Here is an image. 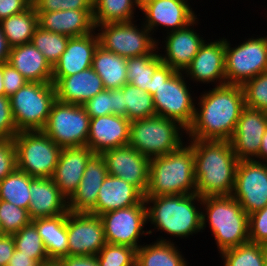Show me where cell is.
<instances>
[{"instance_id":"1","label":"cell","mask_w":267,"mask_h":266,"mask_svg":"<svg viewBox=\"0 0 267 266\" xmlns=\"http://www.w3.org/2000/svg\"><path fill=\"white\" fill-rule=\"evenodd\" d=\"M208 89L196 97L195 115L186 140L230 141L245 108L242 86L224 84Z\"/></svg>"},{"instance_id":"2","label":"cell","mask_w":267,"mask_h":266,"mask_svg":"<svg viewBox=\"0 0 267 266\" xmlns=\"http://www.w3.org/2000/svg\"><path fill=\"white\" fill-rule=\"evenodd\" d=\"M144 200L147 223L152 227L148 229L149 237L160 232L157 241L173 242L174 238L190 239L202 232V197L197 193L144 196Z\"/></svg>"},{"instance_id":"3","label":"cell","mask_w":267,"mask_h":266,"mask_svg":"<svg viewBox=\"0 0 267 266\" xmlns=\"http://www.w3.org/2000/svg\"><path fill=\"white\" fill-rule=\"evenodd\" d=\"M194 150L196 193L200 197L231 195L239 159L230 141L187 140Z\"/></svg>"},{"instance_id":"4","label":"cell","mask_w":267,"mask_h":266,"mask_svg":"<svg viewBox=\"0 0 267 266\" xmlns=\"http://www.w3.org/2000/svg\"><path fill=\"white\" fill-rule=\"evenodd\" d=\"M248 224L249 215L231 195L202 197V232L209 226L218 254L249 242Z\"/></svg>"},{"instance_id":"5","label":"cell","mask_w":267,"mask_h":266,"mask_svg":"<svg viewBox=\"0 0 267 266\" xmlns=\"http://www.w3.org/2000/svg\"><path fill=\"white\" fill-rule=\"evenodd\" d=\"M189 85L183 72L165 64L152 76L151 95L156 115L177 121L186 130L193 123L196 106V96L191 90L193 85Z\"/></svg>"},{"instance_id":"6","label":"cell","mask_w":267,"mask_h":266,"mask_svg":"<svg viewBox=\"0 0 267 266\" xmlns=\"http://www.w3.org/2000/svg\"><path fill=\"white\" fill-rule=\"evenodd\" d=\"M195 193L194 150L187 142L174 152L150 158L145 196Z\"/></svg>"},{"instance_id":"7","label":"cell","mask_w":267,"mask_h":266,"mask_svg":"<svg viewBox=\"0 0 267 266\" xmlns=\"http://www.w3.org/2000/svg\"><path fill=\"white\" fill-rule=\"evenodd\" d=\"M186 135L187 130L177 121L155 115L131 121L129 146L153 158L178 150L186 143Z\"/></svg>"},{"instance_id":"8","label":"cell","mask_w":267,"mask_h":266,"mask_svg":"<svg viewBox=\"0 0 267 266\" xmlns=\"http://www.w3.org/2000/svg\"><path fill=\"white\" fill-rule=\"evenodd\" d=\"M56 101L53 83L27 82L10 96L18 132L43 130Z\"/></svg>"},{"instance_id":"9","label":"cell","mask_w":267,"mask_h":266,"mask_svg":"<svg viewBox=\"0 0 267 266\" xmlns=\"http://www.w3.org/2000/svg\"><path fill=\"white\" fill-rule=\"evenodd\" d=\"M17 168L35 178H52L61 148L42 130L18 132L13 138Z\"/></svg>"},{"instance_id":"10","label":"cell","mask_w":267,"mask_h":266,"mask_svg":"<svg viewBox=\"0 0 267 266\" xmlns=\"http://www.w3.org/2000/svg\"><path fill=\"white\" fill-rule=\"evenodd\" d=\"M138 20L96 25L99 46L125 58L151 54L157 48V37Z\"/></svg>"},{"instance_id":"11","label":"cell","mask_w":267,"mask_h":266,"mask_svg":"<svg viewBox=\"0 0 267 266\" xmlns=\"http://www.w3.org/2000/svg\"><path fill=\"white\" fill-rule=\"evenodd\" d=\"M255 36L246 37L235 46L225 38L226 84L242 86L267 71V35Z\"/></svg>"},{"instance_id":"12","label":"cell","mask_w":267,"mask_h":266,"mask_svg":"<svg viewBox=\"0 0 267 266\" xmlns=\"http://www.w3.org/2000/svg\"><path fill=\"white\" fill-rule=\"evenodd\" d=\"M90 119L82 105L56 100L42 131L61 149L86 146Z\"/></svg>"},{"instance_id":"13","label":"cell","mask_w":267,"mask_h":266,"mask_svg":"<svg viewBox=\"0 0 267 266\" xmlns=\"http://www.w3.org/2000/svg\"><path fill=\"white\" fill-rule=\"evenodd\" d=\"M99 217L102 220L106 243L129 246L137 250L144 243L141 238L149 235L145 200L134 206L103 213Z\"/></svg>"},{"instance_id":"14","label":"cell","mask_w":267,"mask_h":266,"mask_svg":"<svg viewBox=\"0 0 267 266\" xmlns=\"http://www.w3.org/2000/svg\"><path fill=\"white\" fill-rule=\"evenodd\" d=\"M231 196L248 215L263 209L267 205V163L239 161Z\"/></svg>"},{"instance_id":"15","label":"cell","mask_w":267,"mask_h":266,"mask_svg":"<svg viewBox=\"0 0 267 266\" xmlns=\"http://www.w3.org/2000/svg\"><path fill=\"white\" fill-rule=\"evenodd\" d=\"M190 2L191 0H141V20L153 36L158 28H164L162 34L182 29L198 17Z\"/></svg>"},{"instance_id":"16","label":"cell","mask_w":267,"mask_h":266,"mask_svg":"<svg viewBox=\"0 0 267 266\" xmlns=\"http://www.w3.org/2000/svg\"><path fill=\"white\" fill-rule=\"evenodd\" d=\"M199 22V17H197L186 27L163 34V41L158 37L157 49L163 64L170 66L175 71H185L206 40L196 29Z\"/></svg>"},{"instance_id":"17","label":"cell","mask_w":267,"mask_h":266,"mask_svg":"<svg viewBox=\"0 0 267 266\" xmlns=\"http://www.w3.org/2000/svg\"><path fill=\"white\" fill-rule=\"evenodd\" d=\"M67 256H96L106 244L102 220L86 212H68L66 217Z\"/></svg>"},{"instance_id":"18","label":"cell","mask_w":267,"mask_h":266,"mask_svg":"<svg viewBox=\"0 0 267 266\" xmlns=\"http://www.w3.org/2000/svg\"><path fill=\"white\" fill-rule=\"evenodd\" d=\"M207 39L201 45L190 65L183 72L195 84L220 86L226 84L225 37ZM208 84V85H207Z\"/></svg>"},{"instance_id":"19","label":"cell","mask_w":267,"mask_h":266,"mask_svg":"<svg viewBox=\"0 0 267 266\" xmlns=\"http://www.w3.org/2000/svg\"><path fill=\"white\" fill-rule=\"evenodd\" d=\"M108 174L135 186L144 196L149 184L150 158L125 145L104 151Z\"/></svg>"},{"instance_id":"20","label":"cell","mask_w":267,"mask_h":266,"mask_svg":"<svg viewBox=\"0 0 267 266\" xmlns=\"http://www.w3.org/2000/svg\"><path fill=\"white\" fill-rule=\"evenodd\" d=\"M267 128L265 111L245 107L230 139L233 152L241 160L258 161L261 140Z\"/></svg>"},{"instance_id":"21","label":"cell","mask_w":267,"mask_h":266,"mask_svg":"<svg viewBox=\"0 0 267 266\" xmlns=\"http://www.w3.org/2000/svg\"><path fill=\"white\" fill-rule=\"evenodd\" d=\"M130 124L126 117L109 114L90 119L88 146L95 154L129 145Z\"/></svg>"},{"instance_id":"22","label":"cell","mask_w":267,"mask_h":266,"mask_svg":"<svg viewBox=\"0 0 267 266\" xmlns=\"http://www.w3.org/2000/svg\"><path fill=\"white\" fill-rule=\"evenodd\" d=\"M94 154L88 146L61 149L52 180L67 200L77 190L87 162Z\"/></svg>"},{"instance_id":"23","label":"cell","mask_w":267,"mask_h":266,"mask_svg":"<svg viewBox=\"0 0 267 266\" xmlns=\"http://www.w3.org/2000/svg\"><path fill=\"white\" fill-rule=\"evenodd\" d=\"M56 100L76 105H83L105 88L102 79L93 70L86 69L65 77H52Z\"/></svg>"},{"instance_id":"24","label":"cell","mask_w":267,"mask_h":266,"mask_svg":"<svg viewBox=\"0 0 267 266\" xmlns=\"http://www.w3.org/2000/svg\"><path fill=\"white\" fill-rule=\"evenodd\" d=\"M99 46L96 31L78 37H70L66 50L53 66L52 77L71 76L92 67L93 56Z\"/></svg>"},{"instance_id":"25","label":"cell","mask_w":267,"mask_h":266,"mask_svg":"<svg viewBox=\"0 0 267 266\" xmlns=\"http://www.w3.org/2000/svg\"><path fill=\"white\" fill-rule=\"evenodd\" d=\"M107 175L103 156L94 154L87 162L77 190L68 200V211L89 213L96 206L100 187Z\"/></svg>"},{"instance_id":"26","label":"cell","mask_w":267,"mask_h":266,"mask_svg":"<svg viewBox=\"0 0 267 266\" xmlns=\"http://www.w3.org/2000/svg\"><path fill=\"white\" fill-rule=\"evenodd\" d=\"M39 27L68 37L83 36L95 31L93 10L36 12Z\"/></svg>"},{"instance_id":"27","label":"cell","mask_w":267,"mask_h":266,"mask_svg":"<svg viewBox=\"0 0 267 266\" xmlns=\"http://www.w3.org/2000/svg\"><path fill=\"white\" fill-rule=\"evenodd\" d=\"M30 218L55 217L68 213V200L52 178H33L30 184Z\"/></svg>"},{"instance_id":"28","label":"cell","mask_w":267,"mask_h":266,"mask_svg":"<svg viewBox=\"0 0 267 266\" xmlns=\"http://www.w3.org/2000/svg\"><path fill=\"white\" fill-rule=\"evenodd\" d=\"M143 200L144 195L135 186L108 174L100 187L96 206L89 213L99 216L113 210L134 206Z\"/></svg>"},{"instance_id":"29","label":"cell","mask_w":267,"mask_h":266,"mask_svg":"<svg viewBox=\"0 0 267 266\" xmlns=\"http://www.w3.org/2000/svg\"><path fill=\"white\" fill-rule=\"evenodd\" d=\"M8 63L28 82L52 83L53 67L32 42L11 47Z\"/></svg>"},{"instance_id":"30","label":"cell","mask_w":267,"mask_h":266,"mask_svg":"<svg viewBox=\"0 0 267 266\" xmlns=\"http://www.w3.org/2000/svg\"><path fill=\"white\" fill-rule=\"evenodd\" d=\"M67 213L55 217L36 218L32 223L42 238L49 259L59 260L67 256Z\"/></svg>"},{"instance_id":"31","label":"cell","mask_w":267,"mask_h":266,"mask_svg":"<svg viewBox=\"0 0 267 266\" xmlns=\"http://www.w3.org/2000/svg\"><path fill=\"white\" fill-rule=\"evenodd\" d=\"M188 264L176 241L154 240L149 244L144 242L136 251V266H188Z\"/></svg>"},{"instance_id":"32","label":"cell","mask_w":267,"mask_h":266,"mask_svg":"<svg viewBox=\"0 0 267 266\" xmlns=\"http://www.w3.org/2000/svg\"><path fill=\"white\" fill-rule=\"evenodd\" d=\"M126 64L127 58L98 46L93 56L92 68L102 79L105 89H121L128 83Z\"/></svg>"},{"instance_id":"33","label":"cell","mask_w":267,"mask_h":266,"mask_svg":"<svg viewBox=\"0 0 267 266\" xmlns=\"http://www.w3.org/2000/svg\"><path fill=\"white\" fill-rule=\"evenodd\" d=\"M141 0H93L94 25L135 20Z\"/></svg>"},{"instance_id":"34","label":"cell","mask_w":267,"mask_h":266,"mask_svg":"<svg viewBox=\"0 0 267 266\" xmlns=\"http://www.w3.org/2000/svg\"><path fill=\"white\" fill-rule=\"evenodd\" d=\"M2 31L11 47L32 41L38 25V14L32 5L26 11L12 15L0 22Z\"/></svg>"},{"instance_id":"35","label":"cell","mask_w":267,"mask_h":266,"mask_svg":"<svg viewBox=\"0 0 267 266\" xmlns=\"http://www.w3.org/2000/svg\"><path fill=\"white\" fill-rule=\"evenodd\" d=\"M163 64L156 48L151 54L127 58V80L151 94L152 76Z\"/></svg>"},{"instance_id":"36","label":"cell","mask_w":267,"mask_h":266,"mask_svg":"<svg viewBox=\"0 0 267 266\" xmlns=\"http://www.w3.org/2000/svg\"><path fill=\"white\" fill-rule=\"evenodd\" d=\"M34 177L16 168L0 182V200L29 209L30 184Z\"/></svg>"},{"instance_id":"37","label":"cell","mask_w":267,"mask_h":266,"mask_svg":"<svg viewBox=\"0 0 267 266\" xmlns=\"http://www.w3.org/2000/svg\"><path fill=\"white\" fill-rule=\"evenodd\" d=\"M267 246L252 242L220 253L223 266H265Z\"/></svg>"},{"instance_id":"38","label":"cell","mask_w":267,"mask_h":266,"mask_svg":"<svg viewBox=\"0 0 267 266\" xmlns=\"http://www.w3.org/2000/svg\"><path fill=\"white\" fill-rule=\"evenodd\" d=\"M126 105V118L129 121L155 116V106L152 95L130 83L121 87Z\"/></svg>"},{"instance_id":"39","label":"cell","mask_w":267,"mask_h":266,"mask_svg":"<svg viewBox=\"0 0 267 266\" xmlns=\"http://www.w3.org/2000/svg\"><path fill=\"white\" fill-rule=\"evenodd\" d=\"M69 38L68 36L50 32L38 26L31 42L43 53L46 60L53 67L66 50Z\"/></svg>"},{"instance_id":"40","label":"cell","mask_w":267,"mask_h":266,"mask_svg":"<svg viewBox=\"0 0 267 266\" xmlns=\"http://www.w3.org/2000/svg\"><path fill=\"white\" fill-rule=\"evenodd\" d=\"M15 249L40 263L50 260L36 226L31 222L14 233Z\"/></svg>"},{"instance_id":"41","label":"cell","mask_w":267,"mask_h":266,"mask_svg":"<svg viewBox=\"0 0 267 266\" xmlns=\"http://www.w3.org/2000/svg\"><path fill=\"white\" fill-rule=\"evenodd\" d=\"M31 222L32 219L27 209L0 200V223L3 229V235H13Z\"/></svg>"},{"instance_id":"42","label":"cell","mask_w":267,"mask_h":266,"mask_svg":"<svg viewBox=\"0 0 267 266\" xmlns=\"http://www.w3.org/2000/svg\"><path fill=\"white\" fill-rule=\"evenodd\" d=\"M136 249L106 243L96 255L100 266H136Z\"/></svg>"},{"instance_id":"43","label":"cell","mask_w":267,"mask_h":266,"mask_svg":"<svg viewBox=\"0 0 267 266\" xmlns=\"http://www.w3.org/2000/svg\"><path fill=\"white\" fill-rule=\"evenodd\" d=\"M245 107L260 111L267 109V71L242 85Z\"/></svg>"},{"instance_id":"44","label":"cell","mask_w":267,"mask_h":266,"mask_svg":"<svg viewBox=\"0 0 267 266\" xmlns=\"http://www.w3.org/2000/svg\"><path fill=\"white\" fill-rule=\"evenodd\" d=\"M36 12L93 10V0H32Z\"/></svg>"},{"instance_id":"45","label":"cell","mask_w":267,"mask_h":266,"mask_svg":"<svg viewBox=\"0 0 267 266\" xmlns=\"http://www.w3.org/2000/svg\"><path fill=\"white\" fill-rule=\"evenodd\" d=\"M249 242L267 246V205L249 215Z\"/></svg>"},{"instance_id":"46","label":"cell","mask_w":267,"mask_h":266,"mask_svg":"<svg viewBox=\"0 0 267 266\" xmlns=\"http://www.w3.org/2000/svg\"><path fill=\"white\" fill-rule=\"evenodd\" d=\"M82 106L90 118L112 114V89H104Z\"/></svg>"},{"instance_id":"47","label":"cell","mask_w":267,"mask_h":266,"mask_svg":"<svg viewBox=\"0 0 267 266\" xmlns=\"http://www.w3.org/2000/svg\"><path fill=\"white\" fill-rule=\"evenodd\" d=\"M17 133L10 97L0 95V139H13Z\"/></svg>"},{"instance_id":"48","label":"cell","mask_w":267,"mask_h":266,"mask_svg":"<svg viewBox=\"0 0 267 266\" xmlns=\"http://www.w3.org/2000/svg\"><path fill=\"white\" fill-rule=\"evenodd\" d=\"M17 168L13 139H0V182Z\"/></svg>"},{"instance_id":"49","label":"cell","mask_w":267,"mask_h":266,"mask_svg":"<svg viewBox=\"0 0 267 266\" xmlns=\"http://www.w3.org/2000/svg\"><path fill=\"white\" fill-rule=\"evenodd\" d=\"M28 81L8 62L3 63V84L6 96L16 93Z\"/></svg>"},{"instance_id":"50","label":"cell","mask_w":267,"mask_h":266,"mask_svg":"<svg viewBox=\"0 0 267 266\" xmlns=\"http://www.w3.org/2000/svg\"><path fill=\"white\" fill-rule=\"evenodd\" d=\"M32 6V0H0V22L22 13Z\"/></svg>"},{"instance_id":"51","label":"cell","mask_w":267,"mask_h":266,"mask_svg":"<svg viewBox=\"0 0 267 266\" xmlns=\"http://www.w3.org/2000/svg\"><path fill=\"white\" fill-rule=\"evenodd\" d=\"M15 251V242L12 235L0 236V266H7Z\"/></svg>"},{"instance_id":"52","label":"cell","mask_w":267,"mask_h":266,"mask_svg":"<svg viewBox=\"0 0 267 266\" xmlns=\"http://www.w3.org/2000/svg\"><path fill=\"white\" fill-rule=\"evenodd\" d=\"M59 260L63 266H100L97 257L91 255L65 256Z\"/></svg>"},{"instance_id":"53","label":"cell","mask_w":267,"mask_h":266,"mask_svg":"<svg viewBox=\"0 0 267 266\" xmlns=\"http://www.w3.org/2000/svg\"><path fill=\"white\" fill-rule=\"evenodd\" d=\"M112 114L126 117V105H124L122 89H112Z\"/></svg>"},{"instance_id":"54","label":"cell","mask_w":267,"mask_h":266,"mask_svg":"<svg viewBox=\"0 0 267 266\" xmlns=\"http://www.w3.org/2000/svg\"><path fill=\"white\" fill-rule=\"evenodd\" d=\"M40 264L39 261L31 259L28 255L22 254V252L15 249L7 266H40Z\"/></svg>"},{"instance_id":"55","label":"cell","mask_w":267,"mask_h":266,"mask_svg":"<svg viewBox=\"0 0 267 266\" xmlns=\"http://www.w3.org/2000/svg\"><path fill=\"white\" fill-rule=\"evenodd\" d=\"M10 51L11 46L8 44L0 25V63L8 62Z\"/></svg>"},{"instance_id":"56","label":"cell","mask_w":267,"mask_h":266,"mask_svg":"<svg viewBox=\"0 0 267 266\" xmlns=\"http://www.w3.org/2000/svg\"><path fill=\"white\" fill-rule=\"evenodd\" d=\"M258 161L267 163V128L261 140V146L258 154Z\"/></svg>"},{"instance_id":"57","label":"cell","mask_w":267,"mask_h":266,"mask_svg":"<svg viewBox=\"0 0 267 266\" xmlns=\"http://www.w3.org/2000/svg\"><path fill=\"white\" fill-rule=\"evenodd\" d=\"M40 266H63L60 260L50 259L48 261L42 262Z\"/></svg>"},{"instance_id":"58","label":"cell","mask_w":267,"mask_h":266,"mask_svg":"<svg viewBox=\"0 0 267 266\" xmlns=\"http://www.w3.org/2000/svg\"><path fill=\"white\" fill-rule=\"evenodd\" d=\"M0 95H5L3 84V63H0Z\"/></svg>"},{"instance_id":"59","label":"cell","mask_w":267,"mask_h":266,"mask_svg":"<svg viewBox=\"0 0 267 266\" xmlns=\"http://www.w3.org/2000/svg\"><path fill=\"white\" fill-rule=\"evenodd\" d=\"M3 235V229H2V226H1V223H0V236Z\"/></svg>"}]
</instances>
